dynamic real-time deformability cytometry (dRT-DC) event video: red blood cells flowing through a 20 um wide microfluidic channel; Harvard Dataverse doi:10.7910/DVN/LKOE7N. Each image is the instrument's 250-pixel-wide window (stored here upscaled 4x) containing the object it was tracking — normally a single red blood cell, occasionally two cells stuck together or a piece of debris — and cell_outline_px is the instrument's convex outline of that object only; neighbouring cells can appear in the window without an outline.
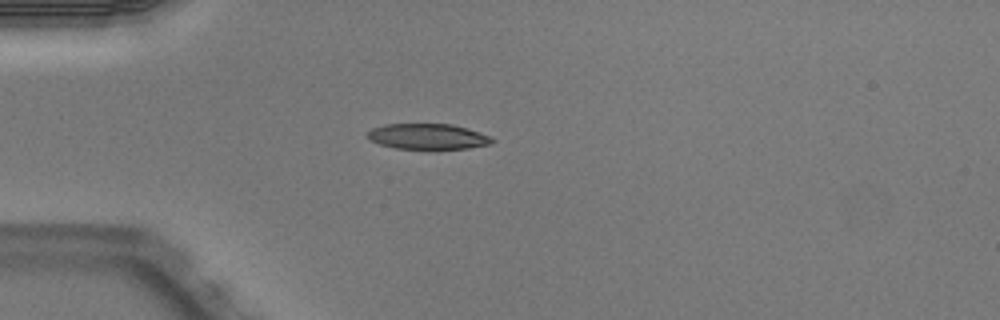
{"species": "Egyptian fruit bat (a non-hibernating species)", "species_latin": "Rousettus aegyptiacus", "temperature_condition": "warm", "stored_images_in_passage": 38, "camera_frame_rate_fps": 3000, "um_per_image_px": 0.085, "animal": {"sex": "male"}, "frame": {"image": 1, "passage_image": 1, "time_ms": 0.0, "image_size_px": [1000, 320], "cell_outline_px": [[496, 140], [488, 144], [468, 148], [396, 148], [380, 144], [372, 140], [368, 136], [368, 132], [372, 128], [384, 124], [452, 124], [488, 136]], "centroid_in_image_um": [36.32, 11.59], "position_along_channel_um": 48.7, "area_um2": 17.98}}
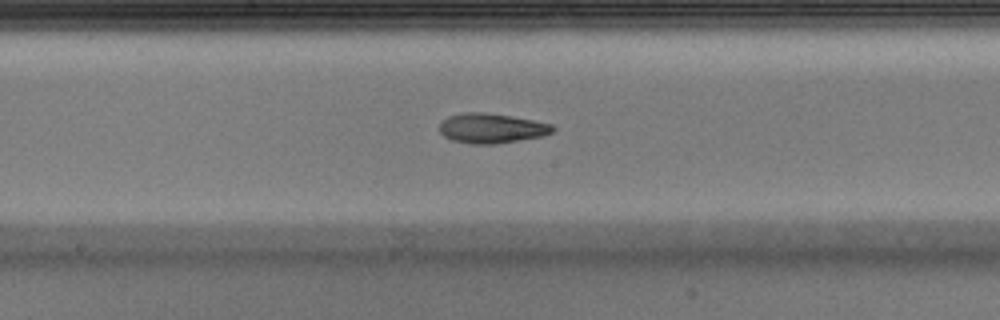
{"frame": {"image": 2, "passage_image": 14, "time_ms": 4.333, "image_size_px": [1000, 320], "cell_outline_px": [[556, 128], [552, 132], [544, 136], [496, 144], [472, 144], [452, 140], [444, 136], [440, 132], [440, 124], [448, 116], [464, 112], [480, 112], [512, 116], [552, 124]], "centroid_in_image_um": [41.8, 10.91], "position_along_channel_um": 206.4, "area_um2": 19.65}}
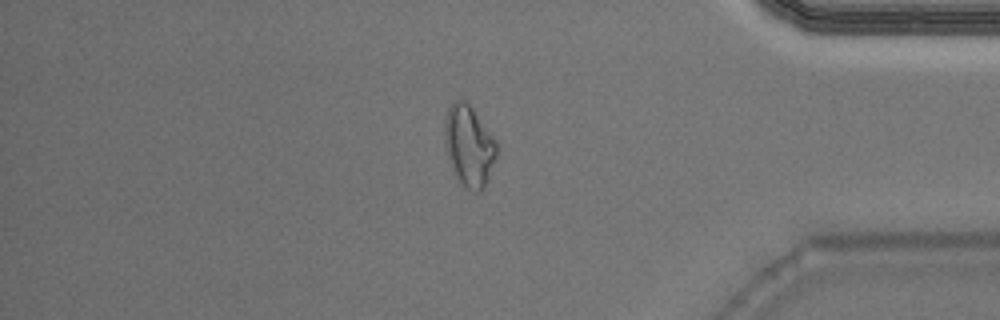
{"frame": {"image": 3, "passage_image": 30, "time_ms": 9.667, "image_size_px": [1000, 320], "cell_outline_px": [[496, 156], [488, 180], [484, 188], [480, 192], [472, 192], [464, 188], [460, 184], [452, 168], [448, 156], [444, 140], [444, 120], [448, 108], [456, 100], [464, 100], [472, 108], [496, 140]], "centroid_in_image_um": [39.86, 12.44], "position_along_channel_um": 395.3, "area_um2": 24.51}, "authors_computed_cell_mechanics": {"area_um2": 19.941, "velocity_mm_per_s": 3.9932, "shape_relaxation_time_tau1_ms": null, "shape_relaxation_time_tau2_ms": 4.1811, "deformation_change_tau1": null, "deformation_change_tau2": 0.1294}}